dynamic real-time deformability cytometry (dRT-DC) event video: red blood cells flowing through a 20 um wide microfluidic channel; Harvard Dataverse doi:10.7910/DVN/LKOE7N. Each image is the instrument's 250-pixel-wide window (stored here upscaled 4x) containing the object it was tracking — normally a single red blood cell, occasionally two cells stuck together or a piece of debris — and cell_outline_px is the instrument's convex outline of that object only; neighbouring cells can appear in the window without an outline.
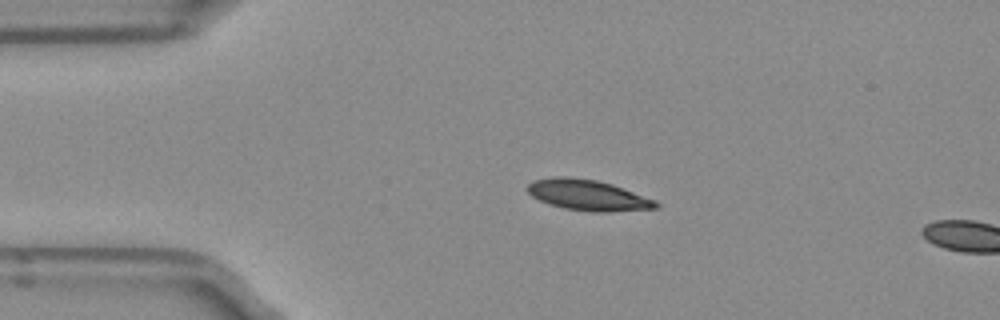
{"species": "Egyptian fruit bat (a non-hibernating species)", "species_latin": "Rousettus aegyptiacus", "temperature_condition": "room temperature", "stored_images_in_passage": 4, "camera_frame_rate_fps": 3000, "um_per_image_px": 0.085, "frame": {"image": 1, "passage_image": 1, "time_ms": 0.0, "image_size_px": [1000, 320], "cell_outline_px": [[660, 208], [604, 212], [592, 212], [564, 208], [540, 200], [532, 196], [528, 192], [528, 184], [532, 180], [552, 176], [568, 176], [596, 180], [612, 184], [656, 200], [660, 204]], "centroid_in_image_um": [49.99, 16.57], "position_along_channel_um": 35.0, "area_um2": 23.0}}